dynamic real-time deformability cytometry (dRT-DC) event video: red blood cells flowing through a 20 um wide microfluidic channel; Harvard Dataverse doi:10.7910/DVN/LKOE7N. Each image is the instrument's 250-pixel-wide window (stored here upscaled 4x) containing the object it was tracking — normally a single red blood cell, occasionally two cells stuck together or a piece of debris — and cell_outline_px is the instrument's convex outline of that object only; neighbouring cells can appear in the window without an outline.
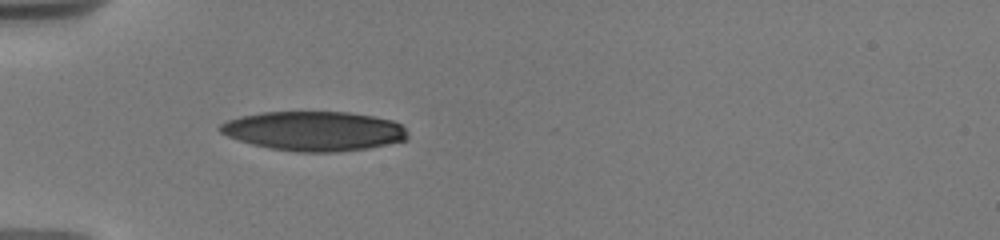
{"species": "human", "species_latin": "Homo sapiens", "temperature_condition": "warm", "stored_images_in_passage": 5, "camera_frame_rate_fps": 3000, "um_per_image_px": 0.085, "donor": {"sex": "male"}, "frame": {"image": 1, "passage_image": 1, "time_ms": 0.0, "image_size_px": [1000, 240], "cell_outline_px": [[408, 140], [368, 148], [332, 152], [296, 152], [268, 148], [252, 144], [228, 136], [220, 132], [216, 128], [220, 124], [228, 120], [240, 116], [264, 112], [348, 112], [372, 116], [392, 120], [400, 124], [408, 132]], "centroid_in_image_um": [26.69, 11.14], "position_along_channel_um": 58.3, "area_um2": 43.23}}
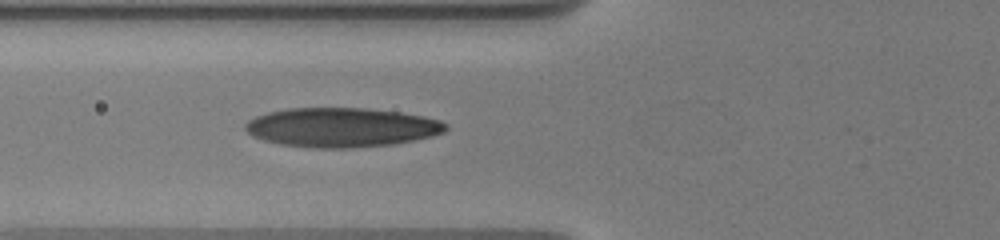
{"frame": {"image": 2, "passage_image": 3, "time_ms": 1.333, "image_size_px": [1000, 240], "cell_outline_px": [[448, 128], [444, 132], [432, 136], [392, 144], [348, 148], [312, 148], [280, 144], [264, 140], [252, 136], [244, 128], [244, 124], [248, 120], [256, 116], [268, 112], [288, 108], [364, 108], [400, 112], [424, 116], [440, 120], [448, 124]], "centroid_in_image_um": [29.02, 10.82], "position_along_channel_um": 96.8, "area_um2": 46.01}}
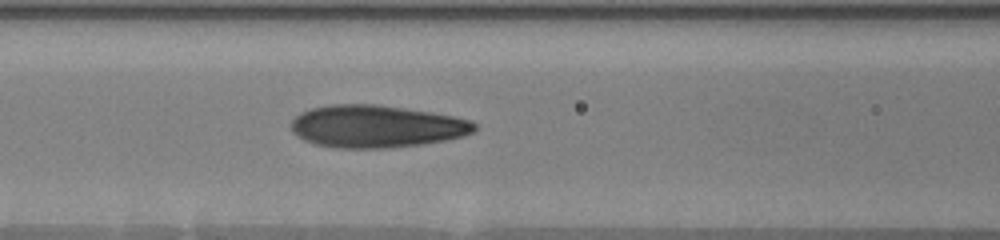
{"frame": {"image": 3, "passage_image": 5, "time_ms": 2.333, "image_size_px": [1000, 240], "cell_outline_px": [[476, 128], [472, 132], [464, 136], [448, 140], [424, 144], [388, 148], [340, 148], [316, 144], [304, 140], [296, 136], [292, 132], [292, 120], [300, 112], [312, 108], [332, 104], [376, 104], [432, 112], [472, 120], [476, 124]], "centroid_in_image_um": [32.0, 10.74], "position_along_channel_um": 134.6, "area_um2": 45.49}}